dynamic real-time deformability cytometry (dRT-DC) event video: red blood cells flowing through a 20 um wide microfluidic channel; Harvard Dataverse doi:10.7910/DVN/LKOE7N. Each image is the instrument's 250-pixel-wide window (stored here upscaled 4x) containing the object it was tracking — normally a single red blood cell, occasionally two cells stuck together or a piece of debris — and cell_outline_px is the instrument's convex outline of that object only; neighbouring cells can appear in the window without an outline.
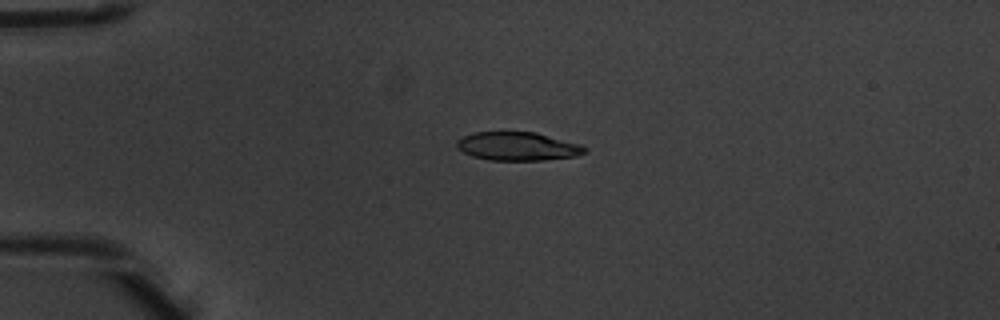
{"species": "common noctule bat (a hibernating species)", "species_latin": "Nyctalus noctula", "temperature_condition": "warm", "stored_images_in_passage": 3, "camera_frame_rate_fps": 3000, "um_per_image_px": 0.085, "animal": {"sex": "male", "body_mass_g": 20.1, "forearm_length_mm": 53.5}, "frame": {"image": 1, "passage_image": 2, "time_ms": 0.333, "image_size_px": [1000, 320], "cell_outline_px": [[588, 152], [576, 156], [544, 160], [488, 160], [472, 156], [456, 148], [456, 140], [464, 136], [476, 132], [536, 132], [580, 144], [588, 148]], "centroid_in_image_um": [44.02, 12.44], "position_along_channel_um": 41.0, "area_um2": 21.33}}